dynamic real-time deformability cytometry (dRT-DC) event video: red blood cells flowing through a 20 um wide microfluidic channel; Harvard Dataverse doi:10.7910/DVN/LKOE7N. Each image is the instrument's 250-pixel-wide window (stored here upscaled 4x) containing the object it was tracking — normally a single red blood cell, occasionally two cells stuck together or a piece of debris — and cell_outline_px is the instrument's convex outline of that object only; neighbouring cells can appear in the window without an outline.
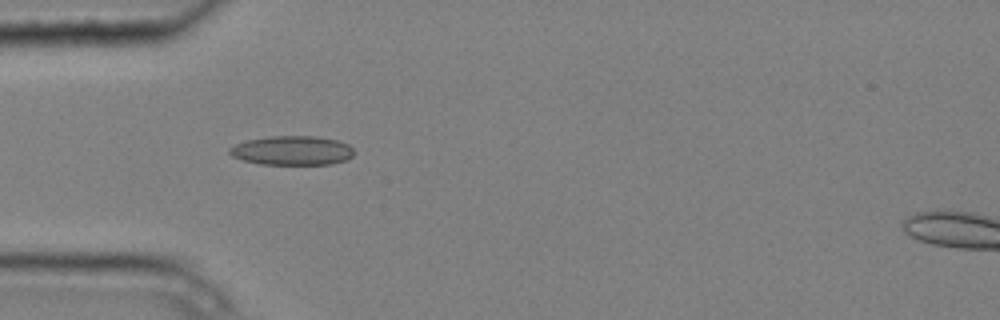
{"species": "common noctule bat (a hibernating species)", "species_latin": "Nyctalus noctula", "temperature_condition": "cold", "stored_images_in_passage": 5, "camera_frame_rate_fps": 3000, "um_per_image_px": 0.085, "animal": {"sex": "male", "body_mass_g": 20.4}, "frame": {"image": 1, "passage_image": 3, "time_ms": 0.667, "image_size_px": [1000, 320], "cell_outline_px": [[356, 152], [348, 160], [332, 164], [260, 164], [244, 160], [232, 156], [228, 152], [228, 148], [244, 140], [272, 136], [316, 136], [336, 140], [348, 144]], "centroid_in_image_um": [24.84, 12.79], "position_along_channel_um": 60.2, "area_um2": 21.33}}
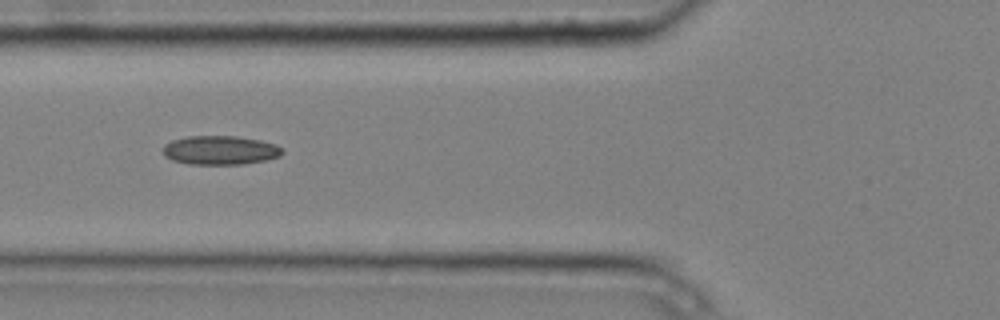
{"frame": {"image": 2, "passage_image": 4, "time_ms": 1.0, "image_size_px": [1000, 320], "cell_outline_px": [[284, 152], [280, 156], [264, 160], [244, 164], [188, 164], [172, 160], [164, 156], [164, 144], [172, 140], [188, 136], [236, 136], [260, 140], [276, 144], [284, 148]], "centroid_in_image_um": [18.73, 12.76], "position_along_channel_um": 107.1, "area_um2": 20.23}}
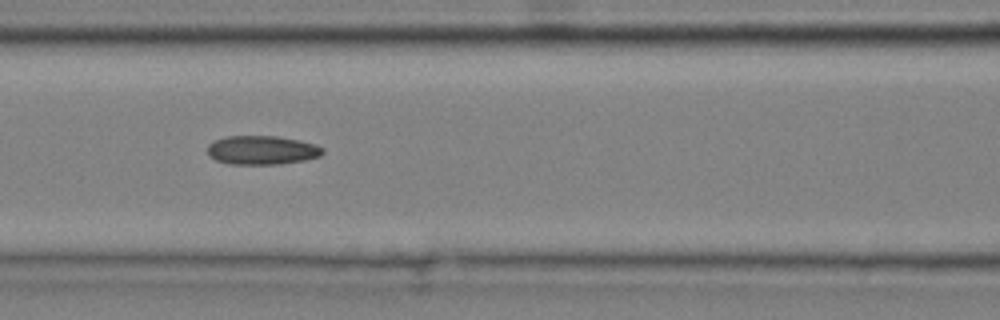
{"frame": {"image": 3, "passage_image": 5, "time_ms": 1.333, "image_size_px": [1000, 320], "cell_outline_px": [[324, 152], [320, 156], [304, 160], [280, 164], [228, 164], [216, 160], [208, 156], [208, 144], [216, 140], [228, 136], [276, 136], [300, 140], [316, 144], [324, 148]], "centroid_in_image_um": [22.28, 12.76], "position_along_channel_um": 144.3, "area_um2": 19.48}}